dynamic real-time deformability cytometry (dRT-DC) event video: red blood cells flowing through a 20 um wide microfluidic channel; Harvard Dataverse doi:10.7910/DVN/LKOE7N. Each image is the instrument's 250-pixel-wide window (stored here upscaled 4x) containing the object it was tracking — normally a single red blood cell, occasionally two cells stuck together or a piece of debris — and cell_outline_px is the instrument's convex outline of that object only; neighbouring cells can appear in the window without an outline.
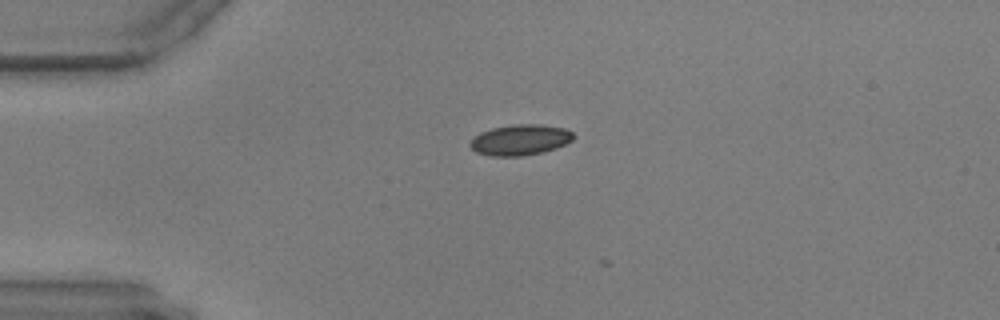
{"species": "common noctule bat (a hibernating species)", "species_latin": "Nyctalus noctula", "temperature_condition": "warm", "stored_images_in_passage": 2, "camera_frame_rate_fps": 3000, "um_per_image_px": 0.085, "animal": {"sex": "male", "body_mass_g": 17.9, "forearm_length_mm": 54.2}, "frame": {"image": 1, "passage_image": 1, "time_ms": 0.0, "image_size_px": [1000, 320], "cell_outline_px": [[572, 140], [556, 148], [540, 152], [520, 156], [492, 156], [476, 152], [468, 144], [472, 136], [480, 132], [492, 128], [512, 124], [540, 124], [564, 128], [572, 132]], "centroid_in_image_um": [44.15, 11.88], "position_along_channel_um": 40.9, "area_um2": 18.44}}